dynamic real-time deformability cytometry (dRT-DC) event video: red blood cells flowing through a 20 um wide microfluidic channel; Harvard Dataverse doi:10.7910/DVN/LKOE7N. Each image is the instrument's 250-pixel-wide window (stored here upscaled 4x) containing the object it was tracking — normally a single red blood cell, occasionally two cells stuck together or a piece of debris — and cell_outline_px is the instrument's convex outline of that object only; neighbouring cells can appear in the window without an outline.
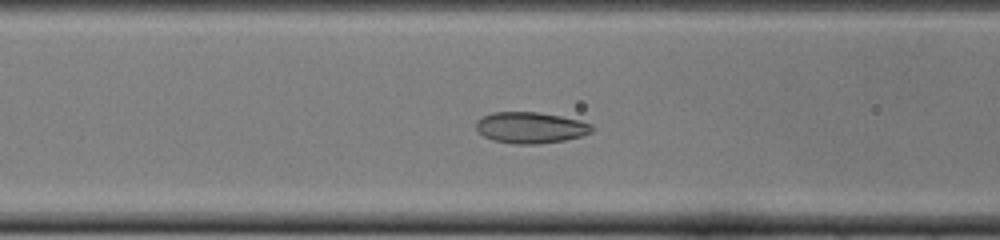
{"species": "common noctule bat (a hibernating species)", "species_latin": "Nyctalus noctula", "temperature_condition": "cold", "stored_images_in_passage": 50, "camera_frame_rate_fps": 3000, "um_per_image_px": 0.085, "animal": {"sex": "female", "body_mass_g": 22.0, "forearm_length_mm": 56.7}, "frame": {"image": 1, "passage_image": 19, "time_ms": 6.0, "image_size_px": [1000, 240], "cell_outline_px": [[592, 132], [580, 136], [564, 140], [540, 144], [516, 144], [492, 140], [484, 136], [476, 128], [476, 120], [492, 112], [536, 112], [560, 116], [580, 120], [592, 124]], "centroid_in_image_um": [45.09, 10.85], "position_along_channel_um": 121.5, "area_um2": 20.98}}
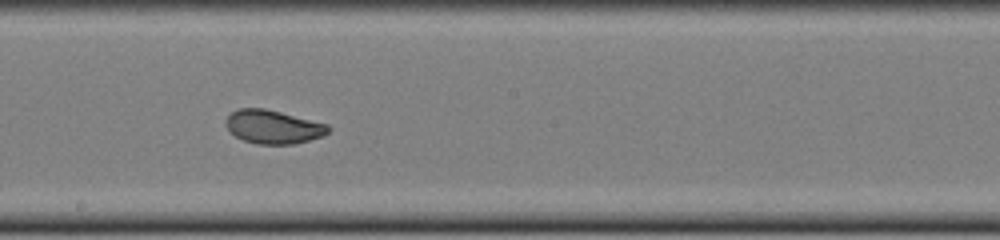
{"frame": {"image": 2, "passage_image": 27, "time_ms": 8.667, "image_size_px": [1000, 240], "cell_outline_px": [[332, 128], [328, 132], [320, 136], [308, 140], [292, 144], [256, 144], [244, 140], [236, 136], [224, 124], [224, 120], [236, 108], [264, 108], [328, 124]], "centroid_in_image_um": [23.19, 10.77], "position_along_channel_um": 225.0, "area_um2": 19.88}}
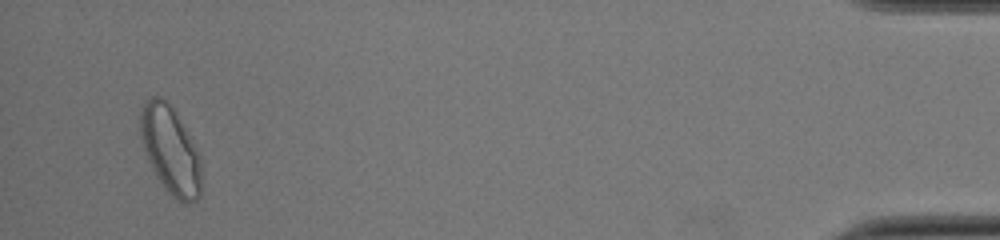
{"frame": {"image": 3, "passage_image": 48, "time_ms": 15.667, "image_size_px": [1000, 240], "cell_outline_px": [[200, 196], [196, 200], [188, 204], [184, 204], [176, 200], [164, 188], [156, 176], [144, 152], [140, 136], [140, 112], [144, 104], [152, 96], [160, 96], [176, 112], [200, 156]], "centroid_in_image_um": [14.47, 12.79], "position_along_channel_um": 420.7, "area_um2": 30.98}, "authors_computed_cell_mechanics": {"area_um2": 21.964, "velocity_mm_per_s": 3.8941, "shape_relaxation_time_tau1_ms": 4.283, "shape_relaxation_time_tau2_ms": 1.1929, "deformation_change_tau1": 0.1128, "deformation_change_tau2": 0.053}}